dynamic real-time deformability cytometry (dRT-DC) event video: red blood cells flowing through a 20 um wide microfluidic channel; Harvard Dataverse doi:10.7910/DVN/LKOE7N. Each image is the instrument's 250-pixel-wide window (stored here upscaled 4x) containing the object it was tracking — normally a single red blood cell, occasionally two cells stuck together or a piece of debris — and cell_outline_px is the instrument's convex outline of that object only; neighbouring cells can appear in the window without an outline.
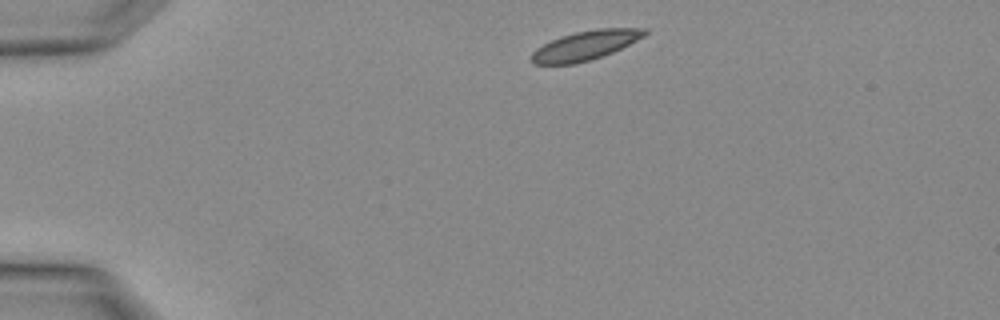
{"species": "Egyptian fruit bat (a non-hibernating species)", "species_latin": "Rousettus aegyptiacus", "temperature_condition": "warm", "stored_images_in_passage": 2, "camera_frame_rate_fps": 3000, "um_per_image_px": 0.085, "animal": {"sex": "female"}, "frame": {"image": 1, "passage_image": 1, "time_ms": 0.0, "image_size_px": [1000, 320], "cell_outline_px": [[648, 32], [644, 36], [604, 56], [572, 64], [532, 64], [528, 60], [528, 56], [536, 48], [560, 36], [576, 32], [596, 28], [648, 28]], "centroid_in_image_um": [49.7, 3.86], "position_along_channel_um": 35.3, "area_um2": 19.36}}
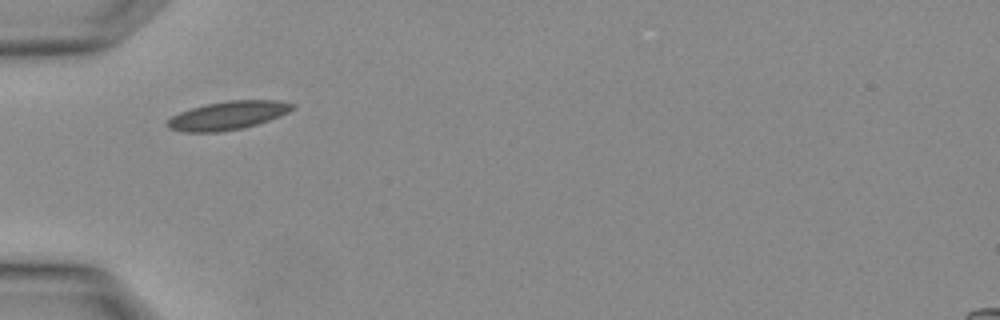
{"frame": {"image": 2, "passage_image": 2, "time_ms": 0.333, "image_size_px": [1000, 320], "cell_outline_px": [[296, 104], [288, 112], [280, 116], [256, 124], [240, 128], [220, 132], [184, 132], [168, 128], [164, 124], [164, 120], [180, 112], [204, 104], [228, 100], [280, 100]], "centroid_in_image_um": [19.31, 9.81], "position_along_channel_um": 65.7, "area_um2": 20.81}}